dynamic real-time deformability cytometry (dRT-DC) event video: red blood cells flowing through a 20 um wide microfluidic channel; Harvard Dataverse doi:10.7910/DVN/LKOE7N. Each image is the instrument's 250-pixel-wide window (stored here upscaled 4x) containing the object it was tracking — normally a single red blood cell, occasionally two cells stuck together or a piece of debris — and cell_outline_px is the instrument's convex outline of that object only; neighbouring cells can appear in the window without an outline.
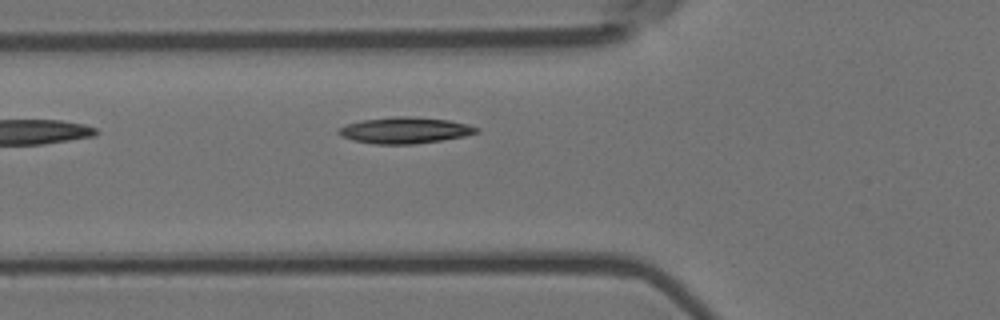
{"species": "Egyptian fruit bat (a non-hibernating species)", "species_latin": "Rousettus aegyptiacus", "temperature_condition": "room temperature", "stored_images_in_passage": 4, "camera_frame_rate_fps": 3000, "um_per_image_px": 0.085, "animal": {"sex": "female"}, "frame": {"image": 1, "passage_image": 4, "time_ms": 1.0, "image_size_px": [1000, 320], "cell_outline_px": [[480, 132], [464, 136], [440, 140], [412, 144], [376, 144], [352, 140], [340, 136], [336, 132], [340, 128], [348, 124], [360, 120], [392, 116], [408, 116], [448, 120], [468, 124], [480, 128]], "centroid_in_image_um": [34.41, 11.07], "position_along_channel_um": 91.4, "area_um2": 21.1}}